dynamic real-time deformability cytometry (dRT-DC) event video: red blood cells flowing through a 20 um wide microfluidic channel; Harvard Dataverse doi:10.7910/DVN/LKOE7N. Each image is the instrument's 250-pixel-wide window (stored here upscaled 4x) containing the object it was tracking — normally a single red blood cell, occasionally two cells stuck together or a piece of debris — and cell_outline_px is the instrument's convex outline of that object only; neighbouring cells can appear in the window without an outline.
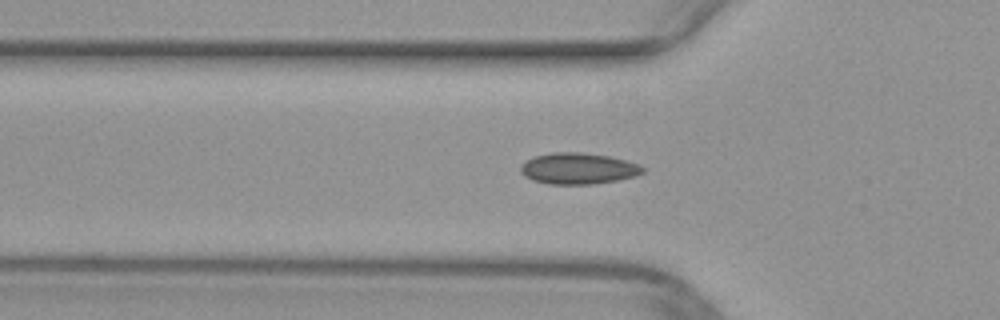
{"species": "common noctule bat (a hibernating species)", "species_latin": "Nyctalus noctula", "temperature_condition": "warm", "stored_images_in_passage": 50, "camera_frame_rate_fps": 3000, "um_per_image_px": 0.085, "animal": {"sex": "female", "body_mass_g": 29.2, "forearm_length_mm": 56.3}, "frame": {"image": 1, "passage_image": 16, "time_ms": 5.0, "image_size_px": [1000, 320], "cell_outline_px": [[644, 172], [636, 176], [616, 180], [592, 184], [548, 184], [532, 180], [524, 176], [520, 172], [520, 164], [536, 156], [552, 152], [580, 152], [608, 156], [640, 164], [644, 168]], "centroid_in_image_um": [49.13, 14.32], "position_along_channel_um": 76.7, "area_um2": 22.2}}
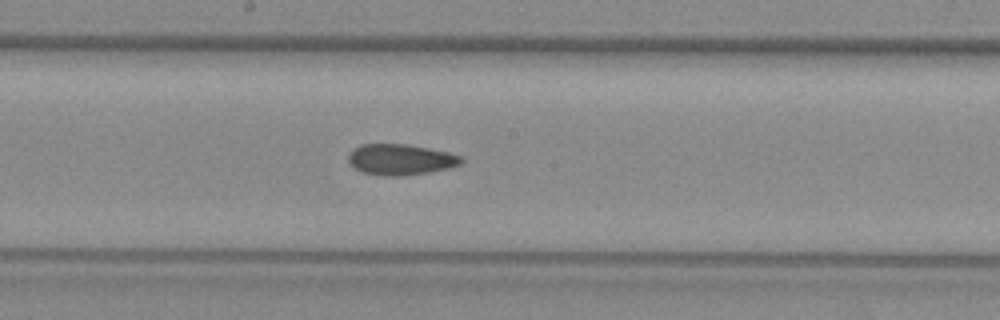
{"frame": {"image": 2, "passage_image": 26, "time_ms": 8.333, "image_size_px": [1000, 320], "cell_outline_px": [[464, 160], [460, 164], [448, 168], [428, 172], [400, 176], [380, 176], [364, 172], [356, 168], [348, 160], [348, 156], [360, 144], [404, 144], [428, 148], [448, 152], [464, 156]], "centroid_in_image_um": [34.09, 13.56], "position_along_channel_um": 214.1, "area_um2": 20.11}}
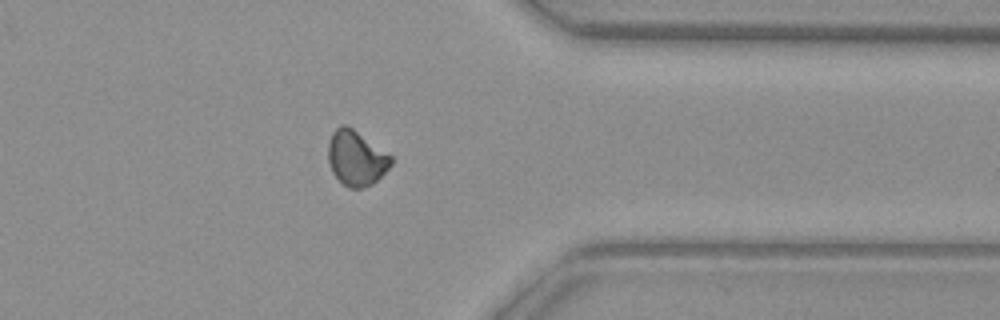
{"frame": {"image": 3, "passage_image": 39, "time_ms": 12.667, "image_size_px": [1000, 320], "cell_outline_px": [[392, 164], [372, 184], [364, 188], [348, 188], [332, 172], [328, 160], [328, 140], [332, 132], [340, 124], [348, 124], [392, 156]], "centroid_in_image_um": [30.26, 13.41], "position_along_channel_um": 381.1, "area_um2": 20.23}}